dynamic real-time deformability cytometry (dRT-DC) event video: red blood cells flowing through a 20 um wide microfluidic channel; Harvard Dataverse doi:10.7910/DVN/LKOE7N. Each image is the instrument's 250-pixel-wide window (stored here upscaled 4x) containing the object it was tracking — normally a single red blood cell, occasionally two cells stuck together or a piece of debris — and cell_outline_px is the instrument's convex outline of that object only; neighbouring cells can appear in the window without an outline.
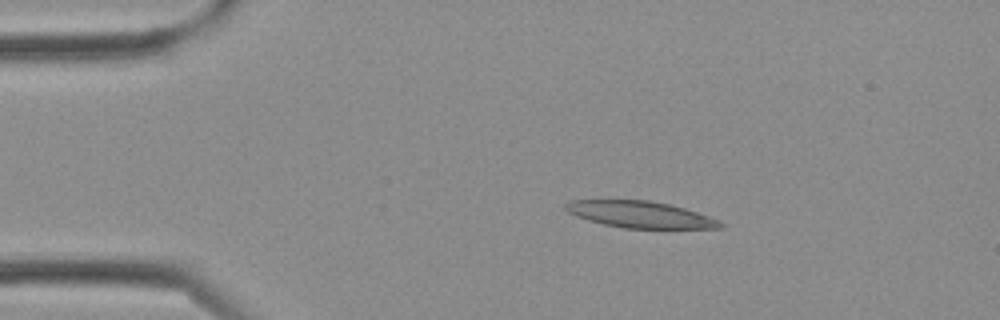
{"species": "Egyptian fruit bat (a non-hibernating species)", "species_latin": "Rousettus aegyptiacus", "temperature_condition": "cold", "stored_images_in_passage": 3, "camera_frame_rate_fps": 3000, "um_per_image_px": 0.085, "frame": {"image": 1, "passage_image": 2, "time_ms": 0.333, "image_size_px": [1000, 320], "cell_outline_px": [[724, 228], [624, 228], [604, 224], [588, 220], [576, 216], [568, 212], [564, 208], [564, 204], [572, 200], [648, 200], [668, 204], [684, 208], [708, 216], [724, 224]], "centroid_in_image_um": [54.38, 18.23], "position_along_channel_um": 30.6, "area_um2": 23.7}}
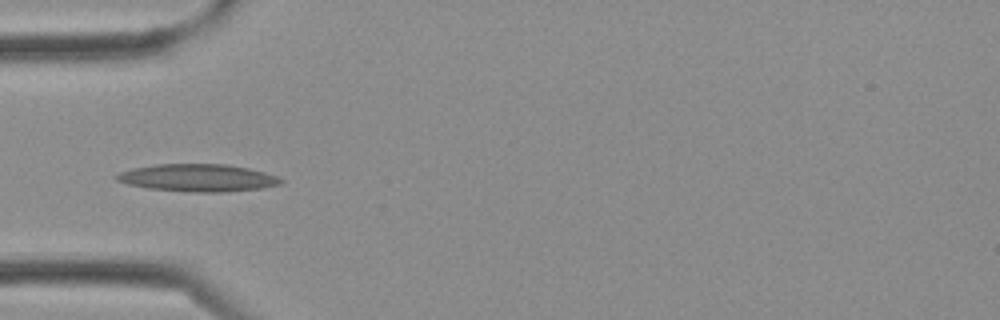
{"frame": {"image": 2, "passage_image": 3, "time_ms": 0.667, "image_size_px": [1000, 320], "cell_outline_px": [[284, 180], [280, 184], [264, 188], [224, 192], [196, 192], [148, 188], [128, 184], [116, 180], [112, 176], [120, 172], [132, 168], [156, 164], [228, 164], [248, 168], [264, 172], [276, 176]], "centroid_in_image_um": [16.81, 15.11], "position_along_channel_um": 68.2, "area_um2": 26.3}}